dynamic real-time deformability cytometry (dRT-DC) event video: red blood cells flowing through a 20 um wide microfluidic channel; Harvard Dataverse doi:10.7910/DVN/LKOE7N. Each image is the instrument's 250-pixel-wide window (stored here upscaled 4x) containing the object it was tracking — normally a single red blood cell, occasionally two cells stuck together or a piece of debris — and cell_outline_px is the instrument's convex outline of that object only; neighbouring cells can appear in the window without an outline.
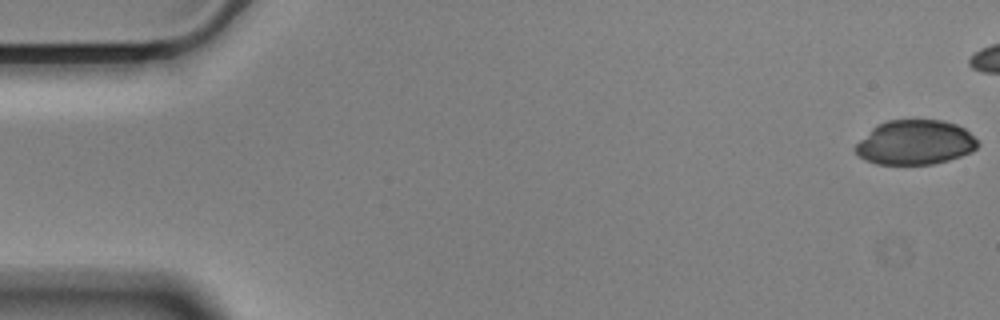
{"species": "Egyptian fruit bat (a non-hibernating species)", "species_latin": "Rousettus aegyptiacus", "temperature_condition": "cold", "stored_images_in_passage": 46, "camera_frame_rate_fps": 3000, "um_per_image_px": 0.085, "animal": {"sex": "male"}, "frame": {"image": 1, "passage_image": 1, "time_ms": 0.0, "image_size_px": [1000, 320], "cell_outline_px": [[980, 144], [972, 152], [948, 160], [932, 164], [876, 164], [864, 160], [852, 148], [876, 124], [888, 120], [944, 120], [956, 124], [964, 128]], "centroid_in_image_um": [77.77, 12.11], "position_along_channel_um": 7.2, "area_um2": 31.79}}
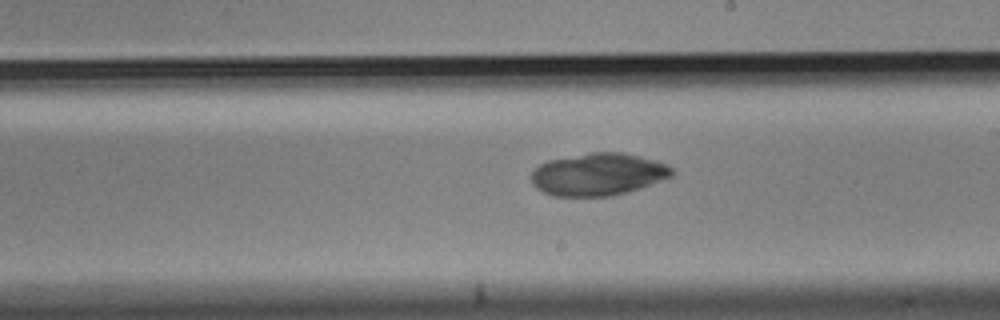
{"frame": {"image": 2, "passage_image": 32, "time_ms": 10.333, "image_size_px": [1000, 320], "cell_outline_px": [[676, 172], [672, 176], [640, 188], [612, 196], [552, 196], [536, 188], [532, 184], [532, 172], [540, 164], [548, 160], [588, 152], [624, 152], [656, 160], [668, 164]], "centroid_in_image_um": [50.86, 14.81], "position_along_channel_um": 238.1, "area_um2": 34.97}}
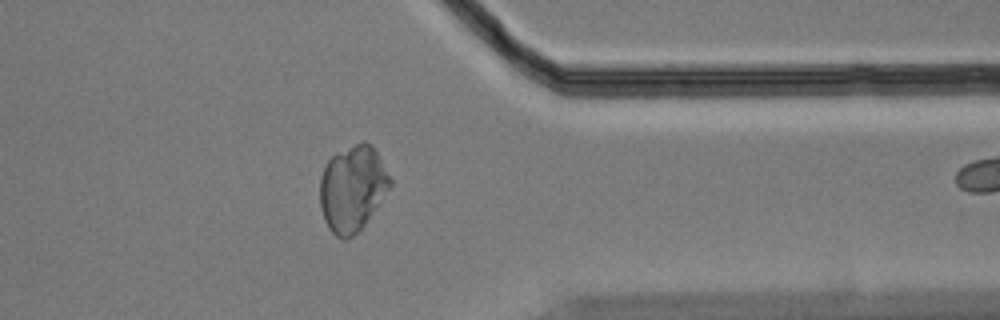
{"frame": {"image": 3, "passage_image": 45, "time_ms": 14.667, "image_size_px": [1000, 320], "cell_outline_px": [[392, 184], [364, 224], [352, 236], [344, 240], [336, 236], [328, 228], [324, 220], [320, 208], [320, 176], [328, 160], [336, 152], [356, 144], [372, 144], [392, 180]], "centroid_in_image_um": [29.93, 16.03], "position_along_channel_um": 381.5, "area_um2": 34.62}}